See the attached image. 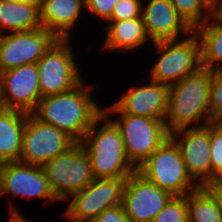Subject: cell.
Masks as SVG:
<instances>
[{
  "label": "cell",
  "instance_id": "cell-24",
  "mask_svg": "<svg viewBox=\"0 0 222 222\" xmlns=\"http://www.w3.org/2000/svg\"><path fill=\"white\" fill-rule=\"evenodd\" d=\"M178 14L194 30L216 13L217 0H170Z\"/></svg>",
  "mask_w": 222,
  "mask_h": 222
},
{
  "label": "cell",
  "instance_id": "cell-27",
  "mask_svg": "<svg viewBox=\"0 0 222 222\" xmlns=\"http://www.w3.org/2000/svg\"><path fill=\"white\" fill-rule=\"evenodd\" d=\"M210 114L214 123H222V71H213L210 92Z\"/></svg>",
  "mask_w": 222,
  "mask_h": 222
},
{
  "label": "cell",
  "instance_id": "cell-21",
  "mask_svg": "<svg viewBox=\"0 0 222 222\" xmlns=\"http://www.w3.org/2000/svg\"><path fill=\"white\" fill-rule=\"evenodd\" d=\"M194 31L200 39L202 67L222 71V18L215 13Z\"/></svg>",
  "mask_w": 222,
  "mask_h": 222
},
{
  "label": "cell",
  "instance_id": "cell-22",
  "mask_svg": "<svg viewBox=\"0 0 222 222\" xmlns=\"http://www.w3.org/2000/svg\"><path fill=\"white\" fill-rule=\"evenodd\" d=\"M42 27L40 7L29 3L0 1V33L26 31Z\"/></svg>",
  "mask_w": 222,
  "mask_h": 222
},
{
  "label": "cell",
  "instance_id": "cell-14",
  "mask_svg": "<svg viewBox=\"0 0 222 222\" xmlns=\"http://www.w3.org/2000/svg\"><path fill=\"white\" fill-rule=\"evenodd\" d=\"M4 194L13 198L46 199L48 203L58 201L50 189L43 167L20 161L0 164V198Z\"/></svg>",
  "mask_w": 222,
  "mask_h": 222
},
{
  "label": "cell",
  "instance_id": "cell-1",
  "mask_svg": "<svg viewBox=\"0 0 222 222\" xmlns=\"http://www.w3.org/2000/svg\"><path fill=\"white\" fill-rule=\"evenodd\" d=\"M94 89V84L83 80L70 91L41 98L32 114L41 122L65 132L75 142H81L103 114L104 106L91 95Z\"/></svg>",
  "mask_w": 222,
  "mask_h": 222
},
{
  "label": "cell",
  "instance_id": "cell-13",
  "mask_svg": "<svg viewBox=\"0 0 222 222\" xmlns=\"http://www.w3.org/2000/svg\"><path fill=\"white\" fill-rule=\"evenodd\" d=\"M36 64L0 73L1 108L32 114L42 98Z\"/></svg>",
  "mask_w": 222,
  "mask_h": 222
},
{
  "label": "cell",
  "instance_id": "cell-18",
  "mask_svg": "<svg viewBox=\"0 0 222 222\" xmlns=\"http://www.w3.org/2000/svg\"><path fill=\"white\" fill-rule=\"evenodd\" d=\"M85 8V0H42L40 21L42 27L58 39H72L71 29L77 25Z\"/></svg>",
  "mask_w": 222,
  "mask_h": 222
},
{
  "label": "cell",
  "instance_id": "cell-34",
  "mask_svg": "<svg viewBox=\"0 0 222 222\" xmlns=\"http://www.w3.org/2000/svg\"><path fill=\"white\" fill-rule=\"evenodd\" d=\"M219 191L222 192V173L217 176L214 180V182L212 183Z\"/></svg>",
  "mask_w": 222,
  "mask_h": 222
},
{
  "label": "cell",
  "instance_id": "cell-32",
  "mask_svg": "<svg viewBox=\"0 0 222 222\" xmlns=\"http://www.w3.org/2000/svg\"><path fill=\"white\" fill-rule=\"evenodd\" d=\"M205 188L214 196L218 203L219 210L222 214V192L219 191L213 184L206 185Z\"/></svg>",
  "mask_w": 222,
  "mask_h": 222
},
{
  "label": "cell",
  "instance_id": "cell-25",
  "mask_svg": "<svg viewBox=\"0 0 222 222\" xmlns=\"http://www.w3.org/2000/svg\"><path fill=\"white\" fill-rule=\"evenodd\" d=\"M152 222H188L186 196H174Z\"/></svg>",
  "mask_w": 222,
  "mask_h": 222
},
{
  "label": "cell",
  "instance_id": "cell-7",
  "mask_svg": "<svg viewBox=\"0 0 222 222\" xmlns=\"http://www.w3.org/2000/svg\"><path fill=\"white\" fill-rule=\"evenodd\" d=\"M70 42L57 39L36 63L42 98L70 91L84 80Z\"/></svg>",
  "mask_w": 222,
  "mask_h": 222
},
{
  "label": "cell",
  "instance_id": "cell-4",
  "mask_svg": "<svg viewBox=\"0 0 222 222\" xmlns=\"http://www.w3.org/2000/svg\"><path fill=\"white\" fill-rule=\"evenodd\" d=\"M152 46L159 58L150 69L149 80L171 86L202 68L201 44L195 31L181 39L153 42Z\"/></svg>",
  "mask_w": 222,
  "mask_h": 222
},
{
  "label": "cell",
  "instance_id": "cell-28",
  "mask_svg": "<svg viewBox=\"0 0 222 222\" xmlns=\"http://www.w3.org/2000/svg\"><path fill=\"white\" fill-rule=\"evenodd\" d=\"M143 0H119L109 21H121L142 16Z\"/></svg>",
  "mask_w": 222,
  "mask_h": 222
},
{
  "label": "cell",
  "instance_id": "cell-9",
  "mask_svg": "<svg viewBox=\"0 0 222 222\" xmlns=\"http://www.w3.org/2000/svg\"><path fill=\"white\" fill-rule=\"evenodd\" d=\"M126 180L127 177L94 179L67 200L70 203L63 216L69 222H93L105 209L122 204Z\"/></svg>",
  "mask_w": 222,
  "mask_h": 222
},
{
  "label": "cell",
  "instance_id": "cell-3",
  "mask_svg": "<svg viewBox=\"0 0 222 222\" xmlns=\"http://www.w3.org/2000/svg\"><path fill=\"white\" fill-rule=\"evenodd\" d=\"M80 143L90 157L95 179L128 177L137 170L126 154L119 129L104 113Z\"/></svg>",
  "mask_w": 222,
  "mask_h": 222
},
{
  "label": "cell",
  "instance_id": "cell-35",
  "mask_svg": "<svg viewBox=\"0 0 222 222\" xmlns=\"http://www.w3.org/2000/svg\"><path fill=\"white\" fill-rule=\"evenodd\" d=\"M216 13L222 18V0H217Z\"/></svg>",
  "mask_w": 222,
  "mask_h": 222
},
{
  "label": "cell",
  "instance_id": "cell-23",
  "mask_svg": "<svg viewBox=\"0 0 222 222\" xmlns=\"http://www.w3.org/2000/svg\"><path fill=\"white\" fill-rule=\"evenodd\" d=\"M186 199L188 222H222L218 203L205 187L188 193Z\"/></svg>",
  "mask_w": 222,
  "mask_h": 222
},
{
  "label": "cell",
  "instance_id": "cell-31",
  "mask_svg": "<svg viewBox=\"0 0 222 222\" xmlns=\"http://www.w3.org/2000/svg\"><path fill=\"white\" fill-rule=\"evenodd\" d=\"M18 207H15V204H10V219L9 222H31L30 220H27L24 215H22V213L20 212L19 209H17Z\"/></svg>",
  "mask_w": 222,
  "mask_h": 222
},
{
  "label": "cell",
  "instance_id": "cell-11",
  "mask_svg": "<svg viewBox=\"0 0 222 222\" xmlns=\"http://www.w3.org/2000/svg\"><path fill=\"white\" fill-rule=\"evenodd\" d=\"M58 38L43 27L0 36V73L22 65L36 64Z\"/></svg>",
  "mask_w": 222,
  "mask_h": 222
},
{
  "label": "cell",
  "instance_id": "cell-6",
  "mask_svg": "<svg viewBox=\"0 0 222 222\" xmlns=\"http://www.w3.org/2000/svg\"><path fill=\"white\" fill-rule=\"evenodd\" d=\"M43 169L52 193L62 202L95 179L90 157L80 142L47 162Z\"/></svg>",
  "mask_w": 222,
  "mask_h": 222
},
{
  "label": "cell",
  "instance_id": "cell-10",
  "mask_svg": "<svg viewBox=\"0 0 222 222\" xmlns=\"http://www.w3.org/2000/svg\"><path fill=\"white\" fill-rule=\"evenodd\" d=\"M75 143L65 132L41 122L33 114H28L19 161L43 167L56 156L65 153Z\"/></svg>",
  "mask_w": 222,
  "mask_h": 222
},
{
  "label": "cell",
  "instance_id": "cell-26",
  "mask_svg": "<svg viewBox=\"0 0 222 222\" xmlns=\"http://www.w3.org/2000/svg\"><path fill=\"white\" fill-rule=\"evenodd\" d=\"M211 184L222 173V123H210Z\"/></svg>",
  "mask_w": 222,
  "mask_h": 222
},
{
  "label": "cell",
  "instance_id": "cell-30",
  "mask_svg": "<svg viewBox=\"0 0 222 222\" xmlns=\"http://www.w3.org/2000/svg\"><path fill=\"white\" fill-rule=\"evenodd\" d=\"M93 222H132L124 213L122 204L105 209Z\"/></svg>",
  "mask_w": 222,
  "mask_h": 222
},
{
  "label": "cell",
  "instance_id": "cell-19",
  "mask_svg": "<svg viewBox=\"0 0 222 222\" xmlns=\"http://www.w3.org/2000/svg\"><path fill=\"white\" fill-rule=\"evenodd\" d=\"M105 27L104 51L131 52L153 42L147 35L142 16L121 21H109ZM150 42V43H149Z\"/></svg>",
  "mask_w": 222,
  "mask_h": 222
},
{
  "label": "cell",
  "instance_id": "cell-33",
  "mask_svg": "<svg viewBox=\"0 0 222 222\" xmlns=\"http://www.w3.org/2000/svg\"><path fill=\"white\" fill-rule=\"evenodd\" d=\"M4 2H12V3H29L36 6L41 7L42 0H0Z\"/></svg>",
  "mask_w": 222,
  "mask_h": 222
},
{
  "label": "cell",
  "instance_id": "cell-2",
  "mask_svg": "<svg viewBox=\"0 0 222 222\" xmlns=\"http://www.w3.org/2000/svg\"><path fill=\"white\" fill-rule=\"evenodd\" d=\"M212 76L213 71L202 67L170 86L164 120L169 133L213 123L210 114Z\"/></svg>",
  "mask_w": 222,
  "mask_h": 222
},
{
  "label": "cell",
  "instance_id": "cell-17",
  "mask_svg": "<svg viewBox=\"0 0 222 222\" xmlns=\"http://www.w3.org/2000/svg\"><path fill=\"white\" fill-rule=\"evenodd\" d=\"M147 2L143 1L142 19L152 42L181 39L194 31L178 14L170 0Z\"/></svg>",
  "mask_w": 222,
  "mask_h": 222
},
{
  "label": "cell",
  "instance_id": "cell-8",
  "mask_svg": "<svg viewBox=\"0 0 222 222\" xmlns=\"http://www.w3.org/2000/svg\"><path fill=\"white\" fill-rule=\"evenodd\" d=\"M119 129L126 154L130 162L138 168L168 138L165 121L129 115L125 113H104ZM119 117V118H118Z\"/></svg>",
  "mask_w": 222,
  "mask_h": 222
},
{
  "label": "cell",
  "instance_id": "cell-5",
  "mask_svg": "<svg viewBox=\"0 0 222 222\" xmlns=\"http://www.w3.org/2000/svg\"><path fill=\"white\" fill-rule=\"evenodd\" d=\"M137 171L173 196H186L199 186L192 180L175 141L168 137Z\"/></svg>",
  "mask_w": 222,
  "mask_h": 222
},
{
  "label": "cell",
  "instance_id": "cell-15",
  "mask_svg": "<svg viewBox=\"0 0 222 222\" xmlns=\"http://www.w3.org/2000/svg\"><path fill=\"white\" fill-rule=\"evenodd\" d=\"M170 137L178 145L192 180L199 187L211 184L210 124L181 128Z\"/></svg>",
  "mask_w": 222,
  "mask_h": 222
},
{
  "label": "cell",
  "instance_id": "cell-16",
  "mask_svg": "<svg viewBox=\"0 0 222 222\" xmlns=\"http://www.w3.org/2000/svg\"><path fill=\"white\" fill-rule=\"evenodd\" d=\"M149 81L145 85L137 84L128 88L120 100L103 107V113H125L165 120L170 86Z\"/></svg>",
  "mask_w": 222,
  "mask_h": 222
},
{
  "label": "cell",
  "instance_id": "cell-29",
  "mask_svg": "<svg viewBox=\"0 0 222 222\" xmlns=\"http://www.w3.org/2000/svg\"><path fill=\"white\" fill-rule=\"evenodd\" d=\"M119 0H85V9L92 16L95 15L98 19L109 21L111 19L114 6Z\"/></svg>",
  "mask_w": 222,
  "mask_h": 222
},
{
  "label": "cell",
  "instance_id": "cell-20",
  "mask_svg": "<svg viewBox=\"0 0 222 222\" xmlns=\"http://www.w3.org/2000/svg\"><path fill=\"white\" fill-rule=\"evenodd\" d=\"M27 115L0 107V164L19 161Z\"/></svg>",
  "mask_w": 222,
  "mask_h": 222
},
{
  "label": "cell",
  "instance_id": "cell-12",
  "mask_svg": "<svg viewBox=\"0 0 222 222\" xmlns=\"http://www.w3.org/2000/svg\"><path fill=\"white\" fill-rule=\"evenodd\" d=\"M174 196L160 189L137 170L127 177L122 207L132 222H152Z\"/></svg>",
  "mask_w": 222,
  "mask_h": 222
}]
</instances>
